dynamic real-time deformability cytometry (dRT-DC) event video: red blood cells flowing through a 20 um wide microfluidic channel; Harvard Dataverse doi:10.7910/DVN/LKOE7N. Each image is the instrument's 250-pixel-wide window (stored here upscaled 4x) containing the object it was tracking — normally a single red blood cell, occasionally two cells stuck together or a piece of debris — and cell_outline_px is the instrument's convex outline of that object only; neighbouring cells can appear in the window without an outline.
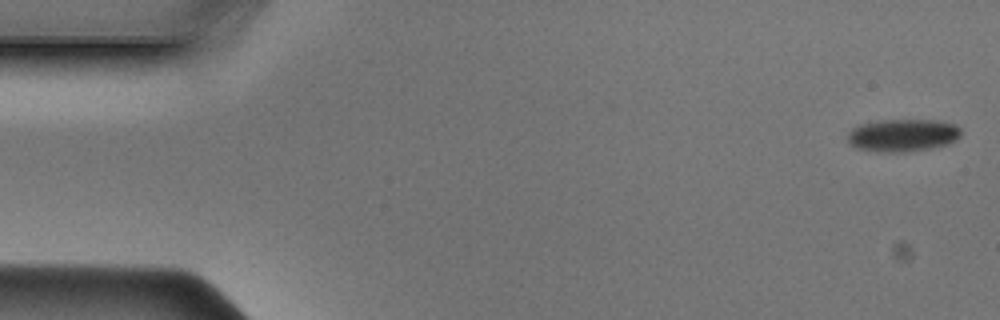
{"species": "Egyptian fruit bat (a non-hibernating species)", "species_latin": "Rousettus aegyptiacus", "temperature_condition": "cold", "stored_images_in_passage": 12, "camera_frame_rate_fps": 3000, "um_per_image_px": 0.085, "animal": {"sex": "male"}, "frame": {"image": 1, "passage_image": 1, "time_ms": 0.0, "image_size_px": [1000, 320], "cell_outline_px": [[960, 136], [956, 140], [948, 144], [928, 148], [904, 152], [876, 152], [856, 148], [848, 140], [848, 132], [852, 128], [860, 124], [880, 120], [936, 120], [956, 124], [960, 128]], "centroid_in_image_um": [76.73, 11.49], "position_along_channel_um": 8.3, "area_um2": 21.56}}
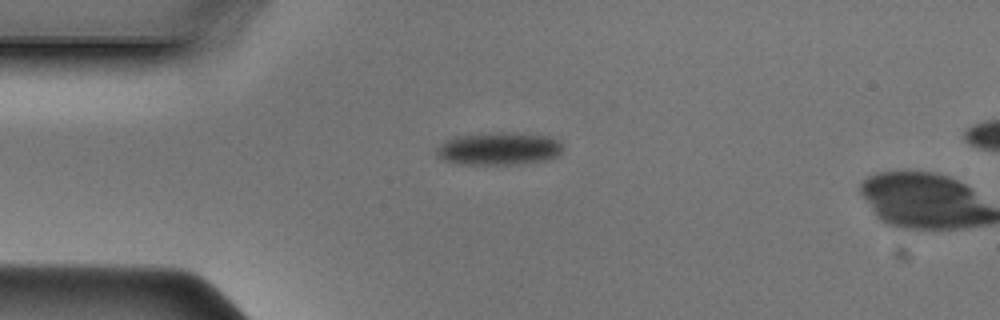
{"frame": {"image": 2, "passage_image": 11, "time_ms": 3.333, "image_size_px": [1000, 320], "cell_outline_px": [[564, 148], [560, 156], [548, 160], [520, 164], [456, 164], [440, 160], [436, 156], [436, 148], [444, 140], [456, 136], [480, 132], [512, 132], [548, 136], [560, 140]], "centroid_in_image_um": [42.4, 12.63], "position_along_channel_um": 42.6, "area_um2": 24.97}}